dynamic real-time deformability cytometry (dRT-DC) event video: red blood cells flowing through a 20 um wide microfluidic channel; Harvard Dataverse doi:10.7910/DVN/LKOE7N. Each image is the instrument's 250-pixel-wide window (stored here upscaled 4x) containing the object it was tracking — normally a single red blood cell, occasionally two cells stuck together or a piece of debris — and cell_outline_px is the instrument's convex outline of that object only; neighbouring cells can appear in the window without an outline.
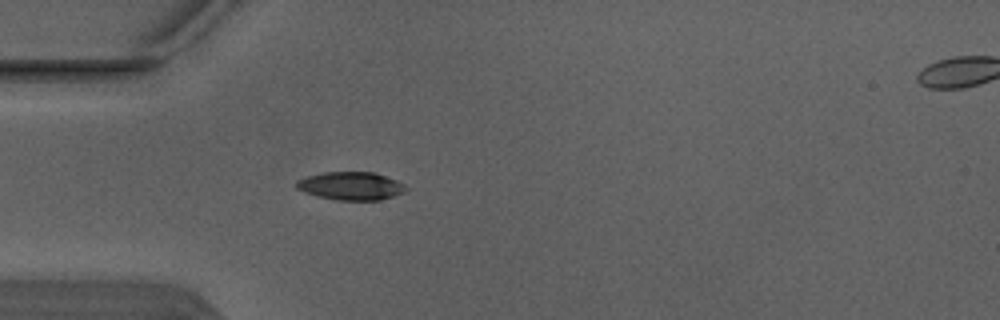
{"species": "Egyptian fruit bat (a non-hibernating species)", "species_latin": "Rousettus aegyptiacus", "temperature_condition": "warm", "stored_images_in_passage": 5, "camera_frame_rate_fps": 3000, "um_per_image_px": 0.085, "animal": {"sex": "male"}, "frame": {"image": 1, "passage_image": 4, "time_ms": 1.0, "image_size_px": [1000, 320], "cell_outline_px": [[408, 188], [404, 192], [380, 200], [340, 200], [320, 196], [304, 192], [296, 188], [296, 180], [308, 176], [324, 172], [372, 172], [396, 180], [404, 184]], "centroid_in_image_um": [29.83, 15.8], "position_along_channel_um": 55.2, "area_um2": 17.69}}